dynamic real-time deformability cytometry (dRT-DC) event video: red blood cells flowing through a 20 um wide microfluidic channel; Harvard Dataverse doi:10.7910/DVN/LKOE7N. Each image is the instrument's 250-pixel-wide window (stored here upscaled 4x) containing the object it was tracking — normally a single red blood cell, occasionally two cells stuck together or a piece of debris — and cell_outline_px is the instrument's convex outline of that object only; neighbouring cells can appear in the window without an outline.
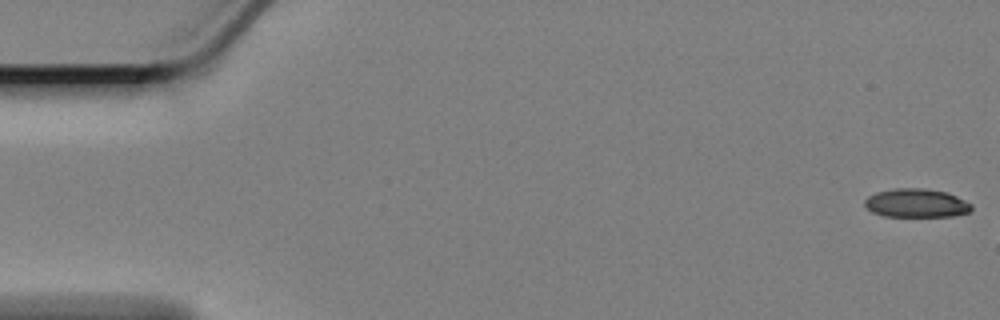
{"species": "Egyptian fruit bat (a non-hibernating species)", "species_latin": "Rousettus aegyptiacus", "temperature_condition": "cold", "stored_images_in_passage": 16, "camera_frame_rate_fps": 3000, "um_per_image_px": 0.085, "animal": {"sex": "female"}, "frame": {"image": 1, "passage_image": 1, "time_ms": 0.0, "image_size_px": [1000, 320], "cell_outline_px": [[972, 208], [968, 212], [952, 216], [884, 216], [872, 212], [864, 204], [864, 200], [868, 196], [876, 192], [892, 188], [924, 188], [948, 192], [972, 204]], "centroid_in_image_um": [77.87, 17.25], "position_along_channel_um": 7.1, "area_um2": 17.86}}